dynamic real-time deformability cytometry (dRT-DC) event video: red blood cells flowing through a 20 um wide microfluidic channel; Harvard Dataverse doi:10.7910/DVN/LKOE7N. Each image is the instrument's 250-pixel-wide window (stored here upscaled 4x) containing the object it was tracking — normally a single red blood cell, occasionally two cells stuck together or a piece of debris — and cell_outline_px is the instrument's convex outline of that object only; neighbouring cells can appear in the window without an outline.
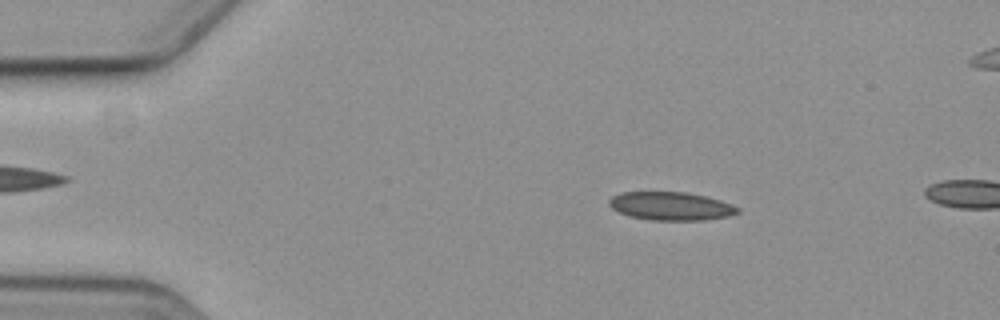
{"species": "common noctule bat (a hibernating species)", "species_latin": "Nyctalus noctula", "temperature_condition": "cold", "stored_images_in_passage": 3, "camera_frame_rate_fps": 3000, "um_per_image_px": 0.085, "animal": {"sex": "female", "body_mass_g": 19.3, "forearm_length_mm": 54.1}, "frame": {"image": 1, "passage_image": 1, "time_ms": 0.0, "image_size_px": [1000, 320], "cell_outline_px": [[740, 212], [728, 216], [704, 220], [652, 220], [628, 216], [612, 208], [608, 204], [608, 200], [612, 196], [620, 192], [688, 192], [720, 200], [732, 204], [740, 208]], "centroid_in_image_um": [57.02, 17.51], "position_along_channel_um": 28.0, "area_um2": 21.27}}